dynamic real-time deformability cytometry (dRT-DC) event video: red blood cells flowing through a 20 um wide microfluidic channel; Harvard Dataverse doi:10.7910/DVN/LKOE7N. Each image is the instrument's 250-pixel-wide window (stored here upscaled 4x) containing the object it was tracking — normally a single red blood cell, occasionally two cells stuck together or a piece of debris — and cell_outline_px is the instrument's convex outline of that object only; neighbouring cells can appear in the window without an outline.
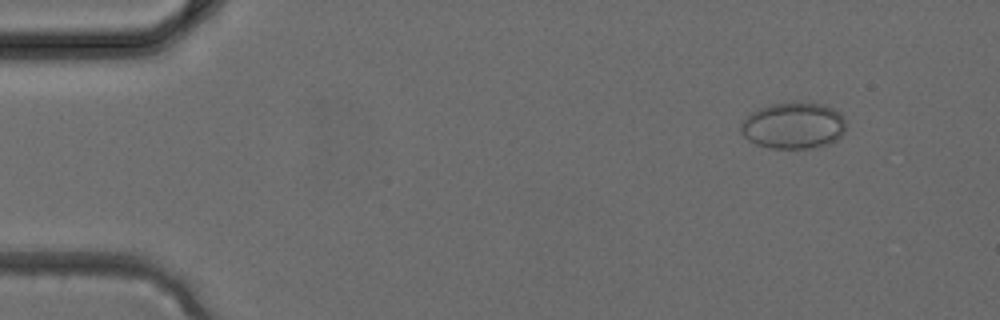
{"species": "common noctule bat (a hibernating species)", "species_latin": "Nyctalus noctula", "temperature_condition": "cold", "stored_images_in_passage": 3, "camera_frame_rate_fps": 3000, "um_per_image_px": 0.085, "animal": {"sex": "female", "body_mass_g": 24.6, "forearm_length_mm": 56.2}, "frame": {"image": 1, "passage_image": 3, "time_ms": 0.667, "image_size_px": [1000, 320], "cell_outline_px": [[844, 132], [836, 140], [828, 144], [812, 148], [772, 148], [756, 144], [748, 140], [740, 132], [740, 124], [752, 112], [760, 108], [772, 104], [796, 100], [820, 104], [832, 108], [840, 112], [844, 120]], "centroid_in_image_um": [67.43, 10.66], "position_along_channel_um": 17.6, "area_um2": 28.61}}